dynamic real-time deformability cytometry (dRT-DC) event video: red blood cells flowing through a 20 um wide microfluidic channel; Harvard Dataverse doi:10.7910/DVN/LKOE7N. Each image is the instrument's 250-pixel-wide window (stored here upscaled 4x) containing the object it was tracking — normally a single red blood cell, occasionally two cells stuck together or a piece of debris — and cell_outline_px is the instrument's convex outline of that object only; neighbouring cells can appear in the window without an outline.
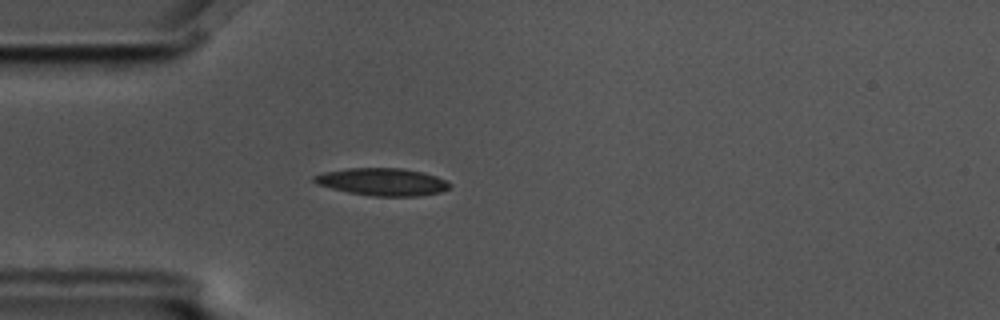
{"species": "common noctule bat (a hibernating species)", "species_latin": "Nyctalus noctula", "temperature_condition": "cold", "stored_images_in_passage": 4, "camera_frame_rate_fps": 3000, "um_per_image_px": 0.085, "animal": {"sex": "male", "body_mass_g": 17.5, "forearm_length_mm": 52.3}, "frame": {"image": 1, "passage_image": 4, "time_ms": 1.0, "image_size_px": [1000, 320], "cell_outline_px": [[452, 184], [448, 188], [440, 192], [420, 196], [372, 196], [348, 192], [316, 184], [312, 180], [312, 176], [324, 172], [348, 168], [404, 168], [424, 172], [436, 176]], "centroid_in_image_um": [32.49, 15.45], "position_along_channel_um": 52.5, "area_um2": 21.73}}